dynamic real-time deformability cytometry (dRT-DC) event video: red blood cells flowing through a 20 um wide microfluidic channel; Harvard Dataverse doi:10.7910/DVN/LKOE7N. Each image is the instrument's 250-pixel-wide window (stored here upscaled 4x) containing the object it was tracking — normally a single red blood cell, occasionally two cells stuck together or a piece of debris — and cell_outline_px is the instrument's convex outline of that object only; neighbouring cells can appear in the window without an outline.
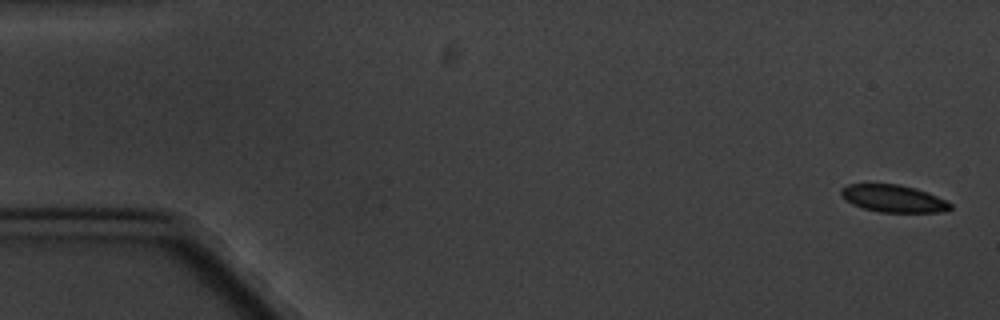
{"species": "common noctule bat (a hibernating species)", "species_latin": "Nyctalus noctula", "temperature_condition": "cold", "stored_images_in_passage": 5, "camera_frame_rate_fps": 3000, "um_per_image_px": 0.085, "animal": {"sex": "male", "body_mass_g": 20.1, "forearm_length_mm": 53.5}, "frame": {"image": 1, "passage_image": 1, "time_ms": 0.0, "image_size_px": [1000, 320], "cell_outline_px": [[952, 208], [940, 212], [880, 212], [864, 208], [852, 204], [844, 200], [840, 196], [840, 188], [848, 184], [900, 184], [916, 188], [936, 196], [952, 204]], "centroid_in_image_um": [75.88, 16.87], "position_along_channel_um": 9.1, "area_um2": 17.4}}